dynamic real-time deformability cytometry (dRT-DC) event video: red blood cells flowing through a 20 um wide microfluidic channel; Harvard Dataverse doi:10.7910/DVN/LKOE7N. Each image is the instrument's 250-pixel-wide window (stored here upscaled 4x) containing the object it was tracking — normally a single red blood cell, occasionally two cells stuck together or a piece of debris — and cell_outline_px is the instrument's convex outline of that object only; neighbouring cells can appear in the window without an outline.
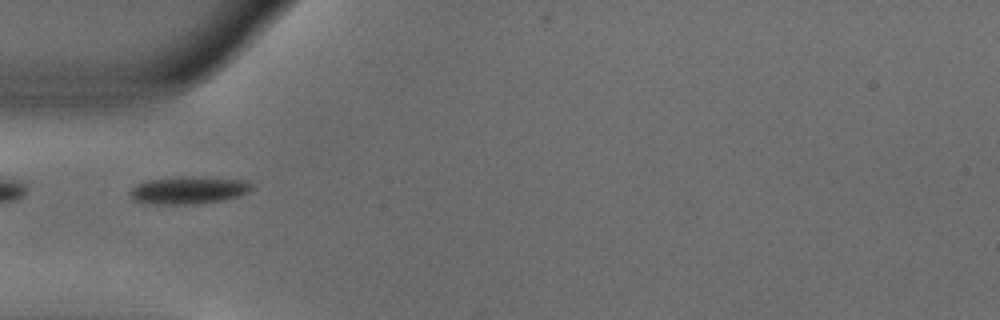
{"species": "common noctule bat (a hibernating species)", "species_latin": "Nyctalus noctula", "temperature_condition": "warm", "stored_images_in_passage": 27, "camera_frame_rate_fps": 3000, "um_per_image_px": 0.085, "animal": {"sex": "male", "body_mass_g": 18.8}, "frame": {"image": 1, "passage_image": 1, "time_ms": 0.0, "image_size_px": [1000, 320], "cell_outline_px": [[252, 188], [248, 192], [240, 196], [200, 204], [144, 204], [132, 200], [128, 192], [136, 184], [144, 180], [172, 176], [200, 176], [244, 180], [252, 184]], "centroid_in_image_um": [15.95, 16.15], "position_along_channel_um": 69.0, "area_um2": 20.11}, "authors_computed_cell_mechanics": {"area_um2": 20.3456, "velocity_mm_per_s": 3.7747, "shape_relaxation_time_tau1_ms": 3.0705, "shape_relaxation_time_tau2_ms": null, "deformation_change_tau1": 0.1539, "deformation_change_tau2": null}}